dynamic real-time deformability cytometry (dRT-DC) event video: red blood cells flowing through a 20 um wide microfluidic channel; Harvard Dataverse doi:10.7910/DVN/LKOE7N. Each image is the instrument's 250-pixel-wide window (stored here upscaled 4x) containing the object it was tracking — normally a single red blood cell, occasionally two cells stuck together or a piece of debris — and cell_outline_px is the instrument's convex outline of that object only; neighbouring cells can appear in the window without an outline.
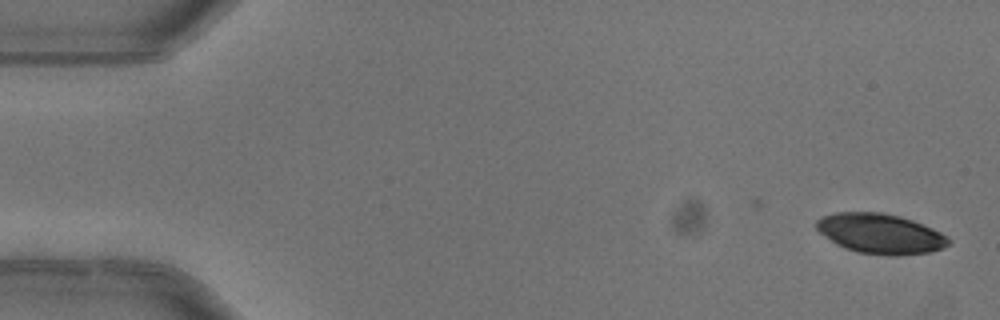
{"species": "common noctule bat (a hibernating species)", "species_latin": "Nyctalus noctula", "temperature_condition": "warm", "stored_images_in_passage": 7, "camera_frame_rate_fps": 3000, "um_per_image_px": 0.085, "animal": {"sex": "female"}, "frame": {"image": 1, "passage_image": 1, "time_ms": 0.0, "image_size_px": [1000, 320], "cell_outline_px": [[952, 240], [944, 248], [928, 252], [896, 256], [888, 256], [856, 252], [844, 248], [836, 244], [820, 232], [816, 228], [816, 220], [824, 216], [836, 212], [880, 212], [900, 216], [912, 220], [932, 228], [940, 232]], "centroid_in_image_um": [74.83, 19.87], "position_along_channel_um": 10.2, "area_um2": 30.81}}
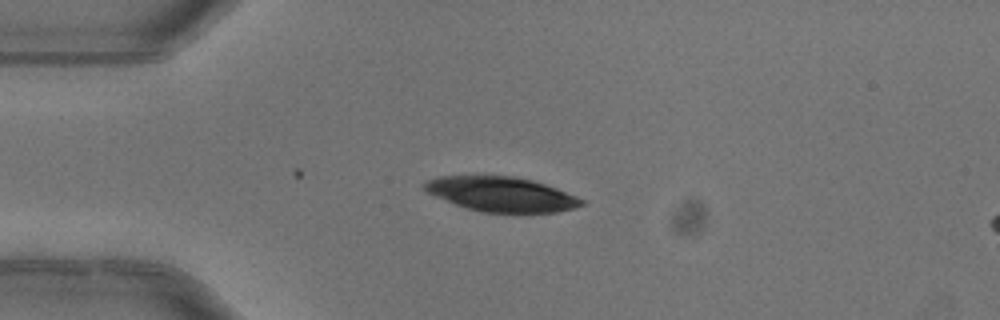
{"frame": {"image": 2, "passage_image": 4, "time_ms": 1.0, "image_size_px": [1000, 320], "cell_outline_px": [[584, 204], [572, 208], [556, 212], [480, 212], [456, 204], [436, 196], [428, 192], [424, 188], [424, 184], [428, 180], [440, 176], [512, 176], [532, 180], [556, 188], [576, 196], [584, 200]], "centroid_in_image_um": [42.62, 16.5], "position_along_channel_um": 42.4, "area_um2": 31.15}}